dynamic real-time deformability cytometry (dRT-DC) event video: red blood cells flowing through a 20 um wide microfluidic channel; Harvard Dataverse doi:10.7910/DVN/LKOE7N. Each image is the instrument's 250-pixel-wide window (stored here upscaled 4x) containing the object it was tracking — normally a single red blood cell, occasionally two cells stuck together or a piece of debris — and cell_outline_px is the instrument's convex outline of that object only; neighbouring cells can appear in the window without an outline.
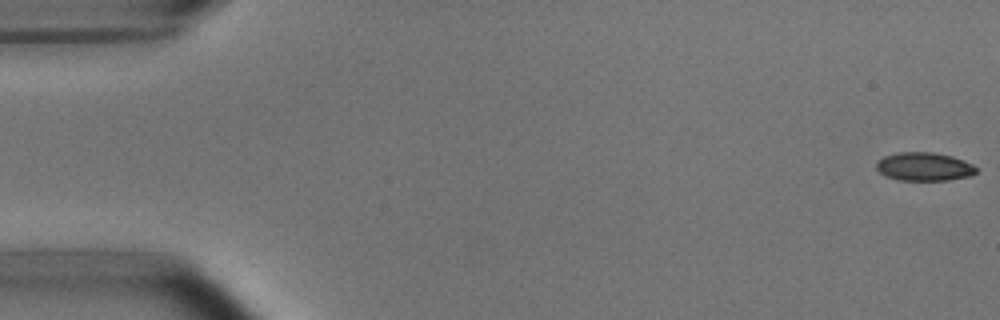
{"species": "common noctule bat (a hibernating species)", "species_latin": "Nyctalus noctula", "temperature_condition": "room temperature", "stored_images_in_passage": 16, "camera_frame_rate_fps": 3000, "um_per_image_px": 0.085, "animal": {"sex": "male", "body_mass_g": 15.6}, "frame": {"image": 1, "passage_image": 1, "time_ms": 0.0, "image_size_px": [1000, 320], "cell_outline_px": [[976, 172], [972, 176], [948, 180], [896, 180], [884, 176], [876, 168], [876, 160], [884, 156], [896, 152], [932, 152], [952, 156], [964, 160], [972, 164], [976, 168]], "centroid_in_image_um": [78.52, 14.16], "position_along_channel_um": 6.5, "area_um2": 16.76}}
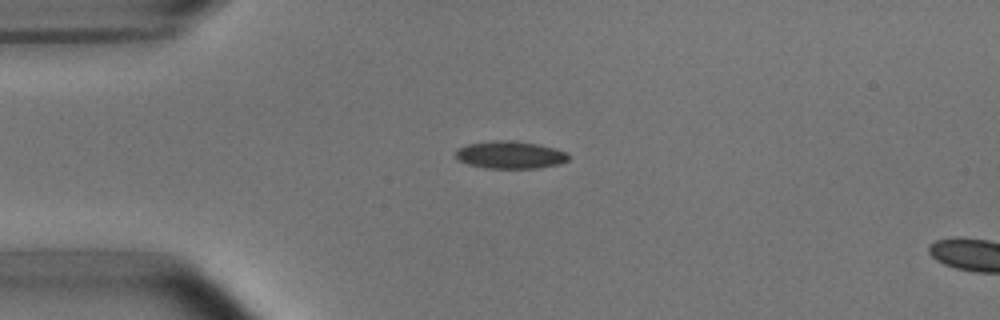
{"frame": {"image": 2, "passage_image": 13, "time_ms": 4.0, "image_size_px": [1000, 320], "cell_outline_px": [[572, 156], [568, 160], [560, 164], [536, 168], [484, 168], [468, 164], [456, 160], [456, 152], [460, 148], [468, 144], [496, 140], [512, 140], [536, 144], [556, 148], [568, 152]], "centroid_in_image_um": [43.41, 13.17], "position_along_channel_um": 41.6, "area_um2": 18.21}}